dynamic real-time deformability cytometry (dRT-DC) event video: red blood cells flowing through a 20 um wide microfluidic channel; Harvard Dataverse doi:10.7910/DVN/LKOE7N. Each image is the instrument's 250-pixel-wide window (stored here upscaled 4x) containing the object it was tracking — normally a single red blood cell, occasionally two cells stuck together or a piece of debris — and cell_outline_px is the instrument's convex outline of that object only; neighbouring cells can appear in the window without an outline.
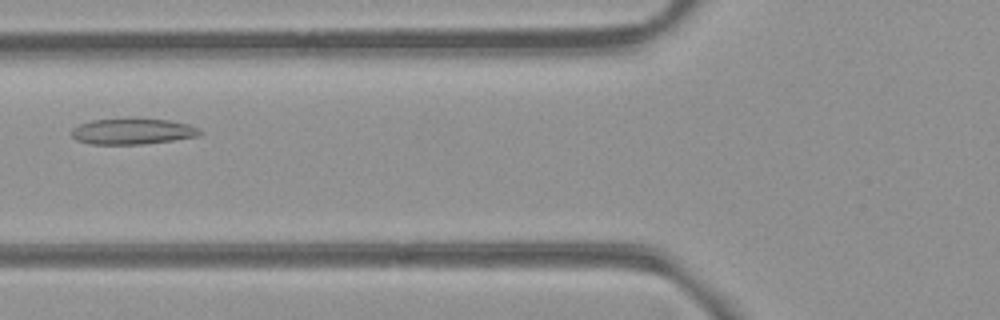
{"species": "common noctule bat (a hibernating species)", "species_latin": "Nyctalus noctula", "temperature_condition": "room temperature", "stored_images_in_passage": 5, "camera_frame_rate_fps": 3000, "um_per_image_px": 0.085, "animal": {"sex": "female", "body_mass_g": 21.9}, "frame": {"image": 1, "passage_image": 5, "time_ms": 5.333, "image_size_px": [1000, 320], "cell_outline_px": [[204, 132], [200, 136], [172, 140], [140, 144], [92, 144], [76, 140], [72, 136], [72, 128], [80, 124], [92, 120], [168, 120], [188, 124], [200, 128]], "centroid_in_image_um": [11.3, 11.19], "position_along_channel_um": 114.5, "area_um2": 18.9}}